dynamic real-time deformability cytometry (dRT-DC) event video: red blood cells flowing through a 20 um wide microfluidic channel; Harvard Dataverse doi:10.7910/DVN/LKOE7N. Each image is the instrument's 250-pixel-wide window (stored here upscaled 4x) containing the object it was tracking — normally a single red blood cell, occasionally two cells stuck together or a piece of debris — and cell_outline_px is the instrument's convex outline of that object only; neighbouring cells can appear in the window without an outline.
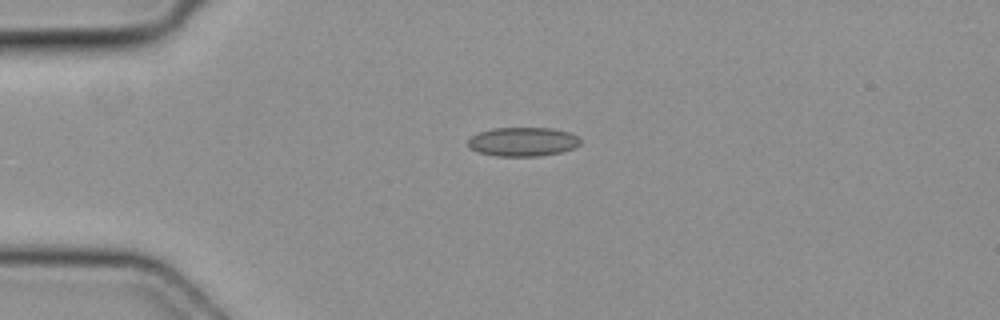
{"species": "common noctule bat (a hibernating species)", "species_latin": "Nyctalus noctula", "temperature_condition": "cold", "stored_images_in_passage": 3, "camera_frame_rate_fps": 3000, "um_per_image_px": 0.085, "animal": {"sex": "female", "body_mass_g": 19.3, "forearm_length_mm": 54.1}, "frame": {"image": 1, "passage_image": 1, "time_ms": 0.0, "image_size_px": [1000, 320], "cell_outline_px": [[580, 144], [572, 148], [560, 152], [540, 156], [496, 156], [480, 152], [468, 148], [468, 140], [472, 136], [480, 132], [492, 128], [552, 128], [572, 132], [580, 140]], "centroid_in_image_um": [44.44, 12.04], "position_along_channel_um": 40.6, "area_um2": 18.96}}
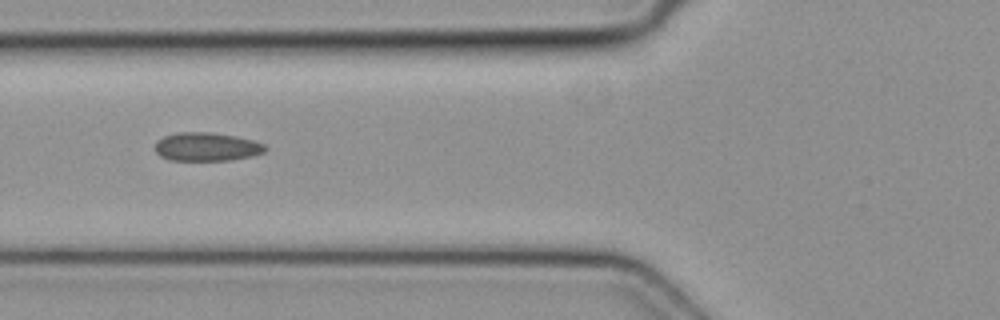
{"frame": {"image": 2, "passage_image": 3, "time_ms": 0.667, "image_size_px": [1000, 320], "cell_outline_px": [[268, 148], [264, 152], [252, 156], [232, 160], [168, 160], [160, 156], [156, 152], [156, 140], [164, 136], [180, 132], [208, 132], [236, 136], [252, 140], [264, 144]], "centroid_in_image_um": [17.57, 12.48], "position_along_channel_um": 108.2, "area_um2": 18.32}}